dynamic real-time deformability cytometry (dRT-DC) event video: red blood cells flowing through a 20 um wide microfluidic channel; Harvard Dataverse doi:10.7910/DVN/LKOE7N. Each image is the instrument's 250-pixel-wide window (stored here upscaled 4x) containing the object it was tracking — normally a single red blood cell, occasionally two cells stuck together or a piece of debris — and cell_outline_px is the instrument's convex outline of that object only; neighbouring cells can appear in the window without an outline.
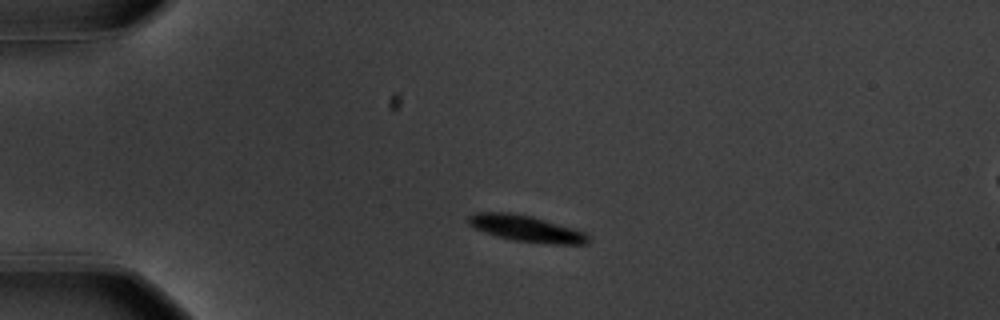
{"species": "common noctule bat (a hibernating species)", "species_latin": "Nyctalus noctula", "temperature_condition": "warm", "stored_images_in_passage": 45, "camera_frame_rate_fps": 3000, "um_per_image_px": 0.085, "animal": {"sex": "male", "body_mass_g": 20.1, "forearm_length_mm": 53.5}, "frame": {"image": 1, "passage_image": 1, "time_ms": 0.0, "image_size_px": [1000, 320], "cell_outline_px": [[592, 240], [588, 244], [552, 244], [512, 240], [496, 236], [484, 232], [468, 224], [468, 216], [476, 212], [508, 212], [532, 216], [572, 228], [584, 232]], "centroid_in_image_um": [44.73, 19.43], "position_along_channel_um": 40.3, "area_um2": 18.32}}
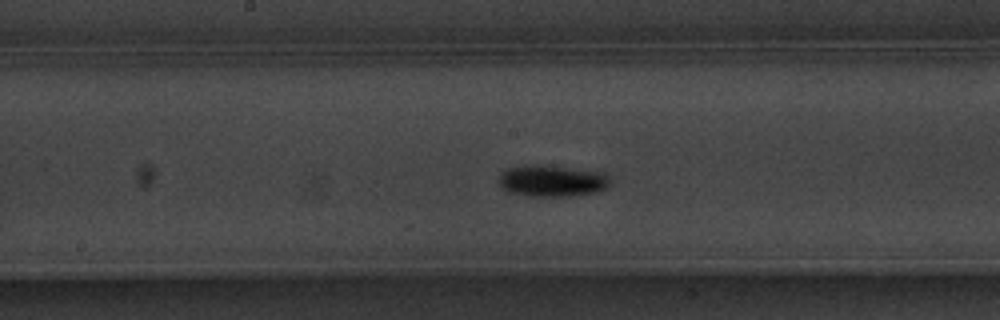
{"frame": {"image": 2, "passage_image": 18, "time_ms": 5.667, "image_size_px": [1000, 320], "cell_outline_px": [[612, 184], [600, 192], [572, 196], [528, 196], [508, 192], [500, 188], [496, 180], [500, 172], [508, 168], [524, 164], [536, 164], [604, 172], [612, 180]], "centroid_in_image_um": [46.9, 15.37], "position_along_channel_um": 201.3, "area_um2": 21.15}}
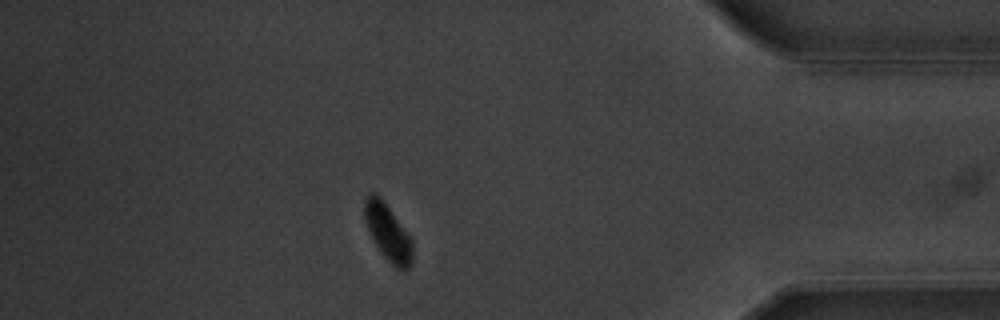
{"frame": {"image": 3, "passage_image": 38, "time_ms": 12.333, "image_size_px": [1000, 320], "cell_outline_px": [[412, 264], [404, 272], [396, 268], [380, 252], [364, 220], [364, 200], [372, 192], [376, 192], [380, 196], [412, 240]], "centroid_in_image_um": [32.97, 19.77], "position_along_channel_um": 402.2, "area_um2": 15.55}, "authors_computed_cell_mechanics": {"area_um2": 18.3226, "velocity_mm_per_s": 3.5125, "shape_relaxation_time_tau1_ms": 1.9142, "shape_relaxation_time_tau2_ms": null, "deformation_change_tau1": 0.1413, "deformation_change_tau2": null}}